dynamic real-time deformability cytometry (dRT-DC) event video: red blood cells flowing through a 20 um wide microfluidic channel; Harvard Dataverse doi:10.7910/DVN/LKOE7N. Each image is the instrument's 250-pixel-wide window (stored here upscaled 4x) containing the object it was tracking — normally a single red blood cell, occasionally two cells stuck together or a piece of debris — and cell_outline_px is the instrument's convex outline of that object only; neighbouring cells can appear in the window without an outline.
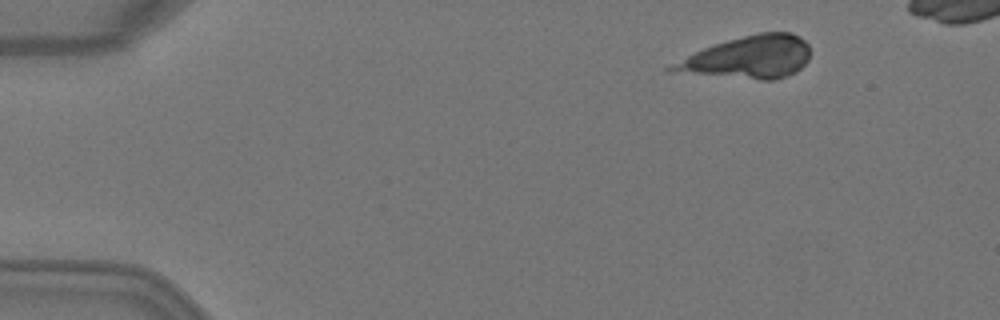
{"species": "Egyptian fruit bat (a non-hibernating species)", "species_latin": "Rousettus aegyptiacus", "temperature_condition": "warm", "stored_images_in_passage": 5, "camera_frame_rate_fps": 3000, "um_per_image_px": 0.085, "animal": {"sex": "female"}, "frame": {"image": 1, "passage_image": 2, "time_ms": 0.333, "image_size_px": [1000, 320], "cell_outline_px": [[808, 60], [796, 72], [788, 76], [776, 80], [760, 80], [668, 72], [664, 68], [704, 48], [728, 40], [760, 32], [792, 32], [800, 36], [808, 44]], "centroid_in_image_um": [63.61, 4.89], "position_along_channel_um": 21.4, "area_um2": 34.16}}